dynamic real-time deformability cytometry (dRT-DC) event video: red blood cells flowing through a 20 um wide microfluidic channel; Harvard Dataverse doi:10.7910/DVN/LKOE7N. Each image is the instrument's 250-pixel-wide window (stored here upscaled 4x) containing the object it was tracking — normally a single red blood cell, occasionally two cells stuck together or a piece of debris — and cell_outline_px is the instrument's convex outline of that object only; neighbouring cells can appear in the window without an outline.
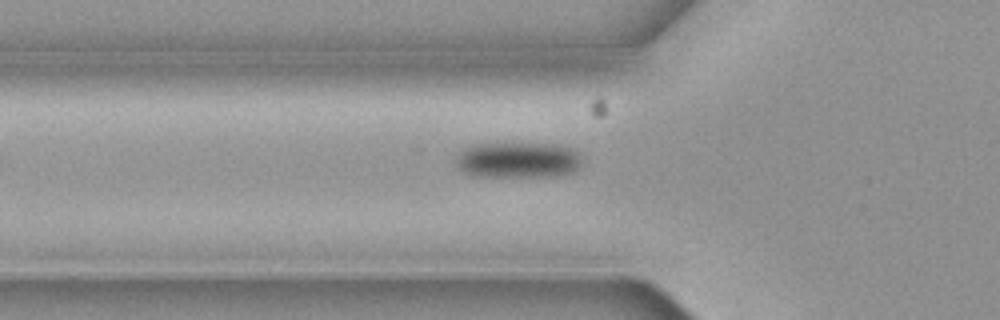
{"species": "common noctule bat (a hibernating species)", "species_latin": "Nyctalus noctula", "temperature_condition": "cold", "stored_images_in_passage": 7, "camera_frame_rate_fps": 3000, "um_per_image_px": 0.085, "animal": {"sex": "female", "body_mass_g": 19.3, "forearm_length_mm": 54.1}, "frame": {"image": 1, "passage_image": 6, "time_ms": 1.667, "image_size_px": [1000, 320], "cell_outline_px": [[580, 168], [572, 172], [560, 176], [468, 176], [456, 164], [456, 156], [464, 148], [476, 144], [556, 144], [568, 148], [576, 152], [580, 160]], "centroid_in_image_um": [44.0, 13.62], "position_along_channel_um": 81.8, "area_um2": 26.13}}
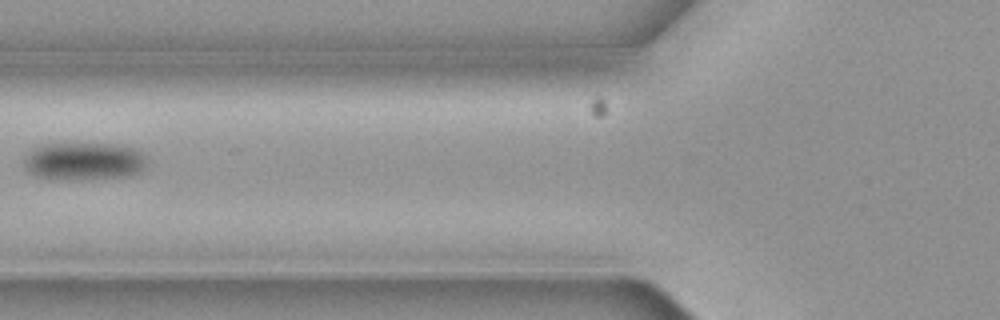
{"frame": {"image": 2, "passage_image": 7, "time_ms": 2.0, "image_size_px": [1000, 320], "cell_outline_px": [[148, 164], [144, 168], [128, 176], [60, 180], [52, 180], [32, 176], [24, 168], [24, 152], [40, 144], [120, 144], [136, 148], [144, 152], [148, 160]], "centroid_in_image_um": [7.08, 13.7], "position_along_channel_um": 118.7, "area_um2": 27.8}}